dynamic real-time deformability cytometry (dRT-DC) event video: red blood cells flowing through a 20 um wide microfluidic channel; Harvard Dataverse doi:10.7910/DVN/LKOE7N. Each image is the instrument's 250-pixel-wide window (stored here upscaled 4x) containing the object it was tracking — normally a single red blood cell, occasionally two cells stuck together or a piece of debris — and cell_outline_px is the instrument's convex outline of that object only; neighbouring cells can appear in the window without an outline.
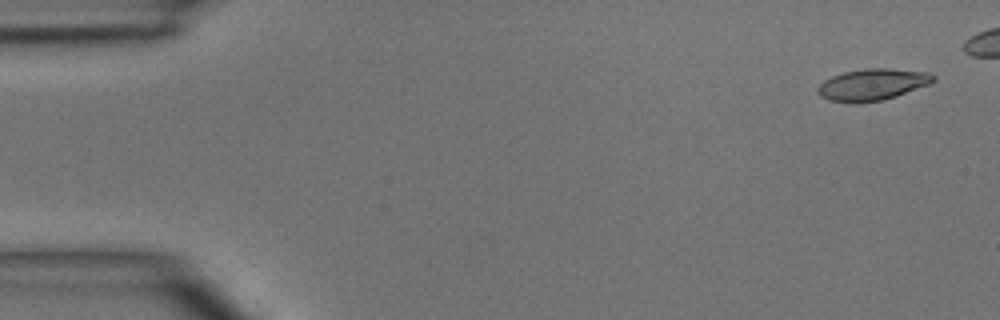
{"species": "common noctule bat (a hibernating species)", "species_latin": "Nyctalus noctula", "temperature_condition": "room temperature", "stored_images_in_passage": 7, "camera_frame_rate_fps": 3000, "um_per_image_px": 0.085, "animal": {"sex": "male", "body_mass_g": 15.6}, "frame": {"image": 1, "passage_image": 1, "time_ms": 0.0, "image_size_px": [1000, 320], "cell_outline_px": [[936, 80], [928, 84], [896, 96], [880, 100], [828, 100], [820, 96], [816, 92], [816, 88], [824, 80], [832, 76], [844, 72], [864, 68], [888, 68], [928, 72], [936, 76]], "centroid_in_image_um": [74.17, 7.14], "position_along_channel_um": 10.8, "area_um2": 20.63}}